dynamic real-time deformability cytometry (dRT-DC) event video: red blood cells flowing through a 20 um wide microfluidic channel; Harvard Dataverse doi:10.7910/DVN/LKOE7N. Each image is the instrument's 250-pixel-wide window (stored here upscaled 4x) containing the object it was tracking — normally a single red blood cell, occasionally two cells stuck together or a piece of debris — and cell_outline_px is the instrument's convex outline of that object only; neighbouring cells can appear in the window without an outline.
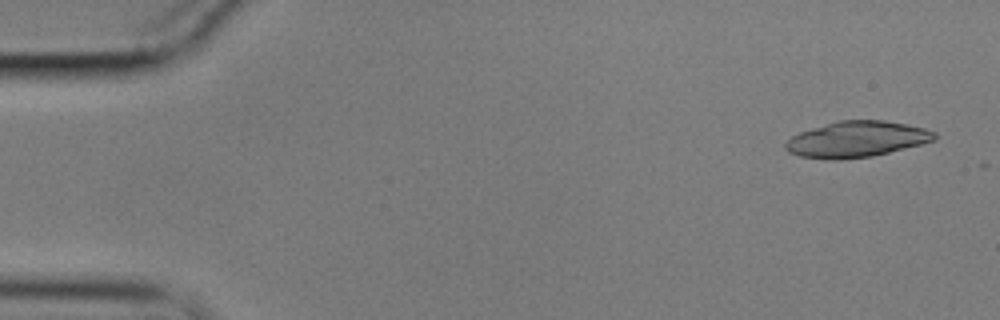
{"species": "common noctule bat (a hibernating species)", "species_latin": "Nyctalus noctula", "temperature_condition": "cold", "stored_images_in_passage": 14, "camera_frame_rate_fps": 3000, "um_per_image_px": 0.085, "animal": {"sex": "male", "body_mass_g": 17.9}, "frame": {"image": 1, "passage_image": 3, "time_ms": 0.667, "image_size_px": [1000, 320], "cell_outline_px": [[936, 140], [872, 156], [840, 160], [832, 160], [800, 156], [788, 152], [784, 148], [784, 144], [792, 136], [800, 132], [812, 128], [840, 120], [884, 120], [908, 124], [924, 128], [936, 132]], "centroid_in_image_um": [72.81, 11.84], "position_along_channel_um": 12.2, "area_um2": 31.1}}